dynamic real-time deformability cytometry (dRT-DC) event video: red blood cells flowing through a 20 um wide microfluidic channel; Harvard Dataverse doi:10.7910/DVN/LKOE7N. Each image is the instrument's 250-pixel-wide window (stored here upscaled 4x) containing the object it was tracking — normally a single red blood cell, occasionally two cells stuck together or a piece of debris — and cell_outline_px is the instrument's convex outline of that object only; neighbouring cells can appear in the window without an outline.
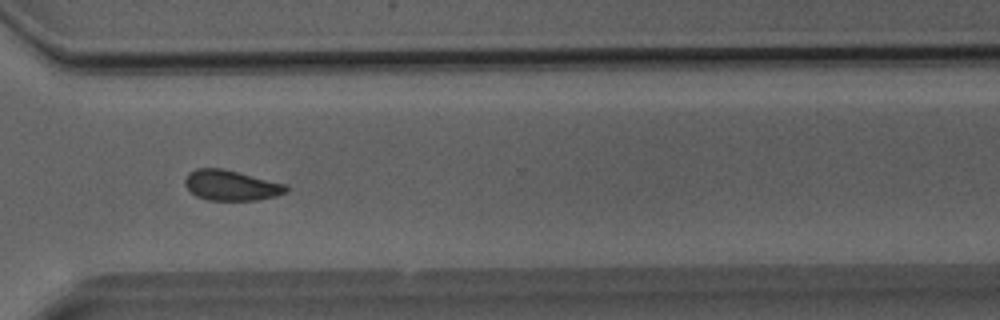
{"species": "Egyptian fruit bat (a non-hibernating species)", "species_latin": "Rousettus aegyptiacus", "temperature_condition": "room temperature", "stored_images_in_passage": 33, "camera_frame_rate_fps": 3000, "um_per_image_px": 0.085, "animal": {"sex": "male"}, "frame": {"image": 1, "passage_image": 24, "time_ms": 7.667, "image_size_px": [1000, 320], "cell_outline_px": [[288, 192], [276, 196], [256, 200], [208, 200], [196, 196], [184, 184], [184, 180], [188, 172], [196, 168], [224, 168], [288, 184]], "centroid_in_image_um": [19.67, 15.74], "position_along_channel_um": 350.9, "area_um2": 18.15}}
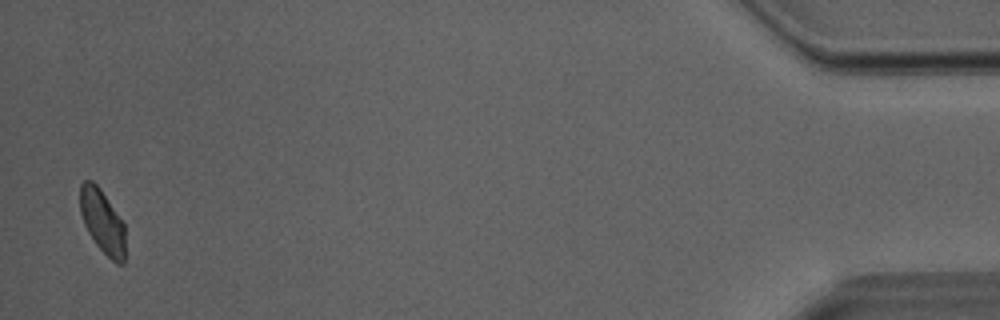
{"frame": {"image": 2, "passage_image": 33, "time_ms": 10.667, "image_size_px": [1000, 320], "cell_outline_px": [[124, 264], [116, 264], [96, 244], [88, 232], [84, 224], [80, 212], [80, 184], [84, 180], [92, 180], [100, 188], [124, 224]], "centroid_in_image_um": [8.68, 18.81], "position_along_channel_um": 426.5, "area_um2": 16.59}}